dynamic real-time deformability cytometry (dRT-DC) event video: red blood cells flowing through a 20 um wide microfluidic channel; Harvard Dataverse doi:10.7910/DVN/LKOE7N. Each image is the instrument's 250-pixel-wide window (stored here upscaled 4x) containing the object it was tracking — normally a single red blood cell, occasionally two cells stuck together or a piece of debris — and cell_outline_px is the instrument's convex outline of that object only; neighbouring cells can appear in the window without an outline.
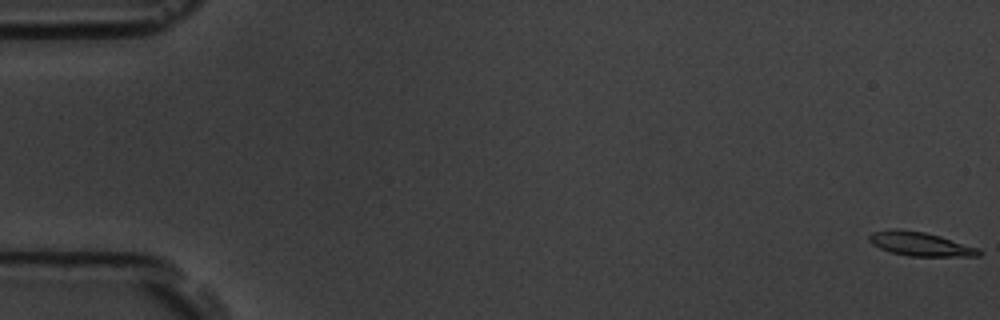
{"species": "common noctule bat (a hibernating species)", "species_latin": "Nyctalus noctula", "temperature_condition": "room temperature", "stored_images_in_passage": 9, "camera_frame_rate_fps": 3000, "um_per_image_px": 0.085, "animal": {"sex": "male", "body_mass_g": 19.5, "forearm_length_mm": 54.6}, "frame": {"image": 1, "passage_image": 1, "time_ms": 0.0, "image_size_px": [1000, 320], "cell_outline_px": [[984, 252], [980, 256], [908, 256], [892, 252], [880, 248], [872, 244], [868, 240], [868, 236], [872, 232], [892, 228], [896, 228], [924, 232], [940, 236], [980, 248]], "centroid_in_image_um": [78.24, 20.73], "position_along_channel_um": 6.8, "area_um2": 15.43}}
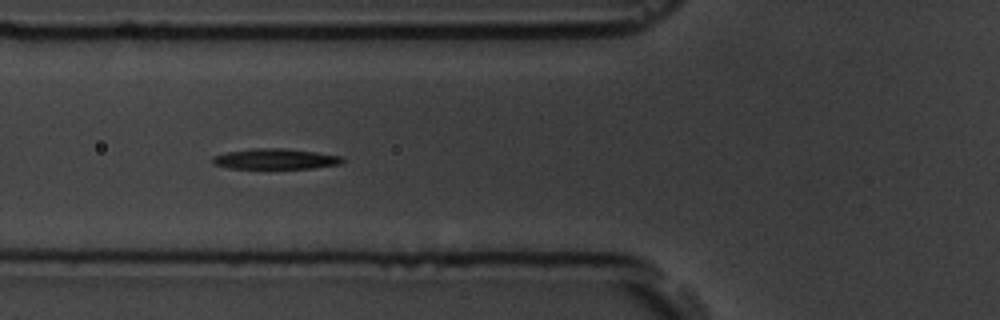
{"frame": {"image": 2, "passage_image": 7, "time_ms": 7.0, "image_size_px": [1000, 320], "cell_outline_px": [[344, 160], [340, 164], [312, 168], [228, 168], [212, 164], [212, 156], [228, 152], [256, 148], [284, 148], [316, 152], [340, 156]], "centroid_in_image_um": [23.38, 13.51], "position_along_channel_um": 102.4, "area_um2": 15.37}}
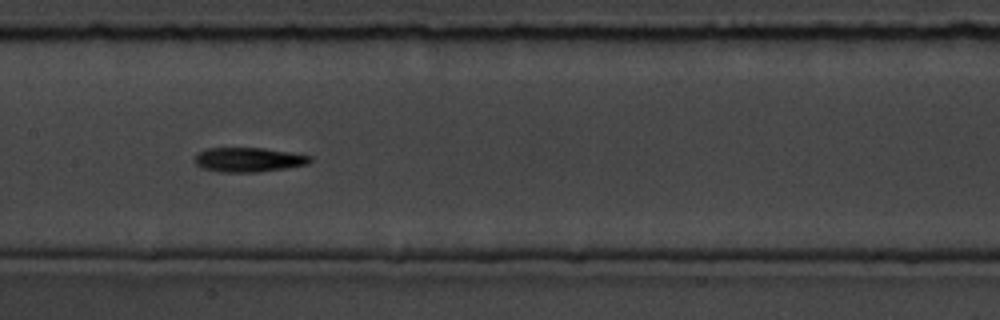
{"frame": {"image": 3, "passage_image": 9, "time_ms": 9.333, "image_size_px": [1000, 320], "cell_outline_px": [[312, 160], [308, 164], [284, 168], [256, 172], [220, 172], [200, 168], [192, 160], [196, 152], [204, 148], [264, 148], [292, 152], [312, 156]], "centroid_in_image_um": [21.06, 13.56], "position_along_channel_um": 186.3, "area_um2": 16.7}}